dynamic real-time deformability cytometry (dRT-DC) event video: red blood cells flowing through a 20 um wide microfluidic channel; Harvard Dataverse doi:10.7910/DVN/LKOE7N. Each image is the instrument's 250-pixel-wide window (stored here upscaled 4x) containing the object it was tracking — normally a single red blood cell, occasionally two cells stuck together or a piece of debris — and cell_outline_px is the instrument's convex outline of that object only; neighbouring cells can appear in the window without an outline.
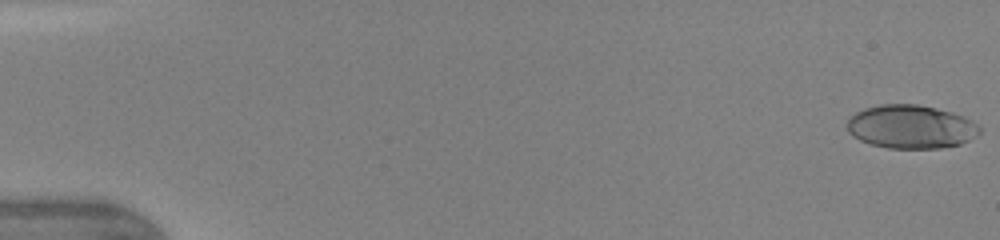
{"species": "human", "species_latin": "Homo sapiens", "temperature_condition": "warm", "stored_images_in_passage": 30, "camera_frame_rate_fps": 3000, "um_per_image_px": 0.085, "donor": {"sex": "female"}, "frame": {"image": 1, "passage_image": 1, "time_ms": 0.0, "image_size_px": [1000, 240], "cell_outline_px": [[980, 132], [976, 136], [960, 144], [940, 148], [888, 148], [872, 144], [860, 140], [852, 136], [848, 132], [848, 120], [856, 112], [864, 108], [880, 104], [916, 104], [936, 108], [952, 112], [964, 116], [972, 120], [980, 128]], "centroid_in_image_um": [77.43, 10.77], "position_along_channel_um": 7.6, "area_um2": 33.52}}
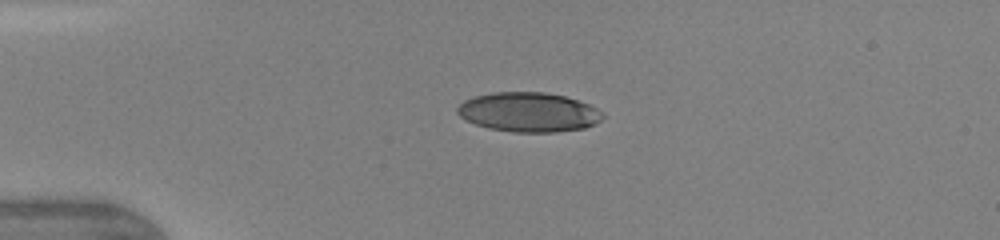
{"frame": {"image": 2, "passage_image": 22, "time_ms": 3.667, "image_size_px": [1000, 240], "cell_outline_px": [[604, 116], [596, 124], [584, 128], [556, 132], [512, 132], [488, 128], [476, 124], [460, 116], [456, 112], [456, 108], [464, 100], [476, 96], [492, 92], [544, 92], [564, 96], [588, 104], [604, 112]], "centroid_in_image_um": [44.94, 9.53], "position_along_channel_um": 40.1, "area_um2": 33.41}}